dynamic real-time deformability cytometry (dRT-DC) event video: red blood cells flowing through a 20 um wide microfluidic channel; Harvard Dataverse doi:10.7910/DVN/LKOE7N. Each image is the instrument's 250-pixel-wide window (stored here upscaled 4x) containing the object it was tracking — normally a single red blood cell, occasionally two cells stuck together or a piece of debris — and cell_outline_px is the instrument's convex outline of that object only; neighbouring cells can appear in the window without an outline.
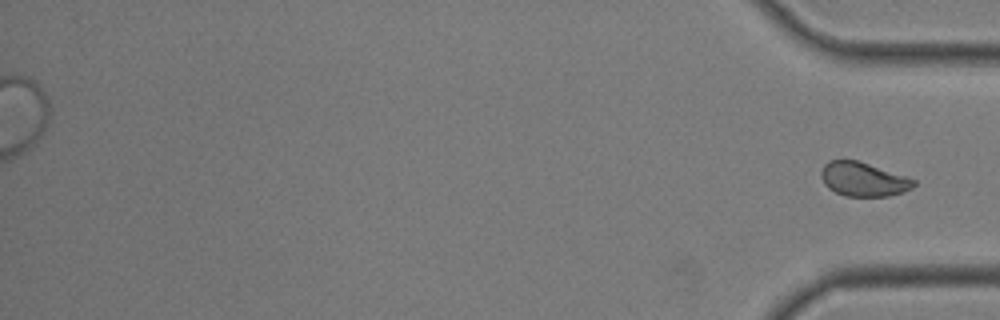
{"species": "common noctule bat (a hibernating species)", "species_latin": "Nyctalus noctula", "temperature_condition": "room temperature", "stored_images_in_passage": 44, "segment_of_instrument_passage": [2, 2], "camera_frame_rate_fps": 3000, "um_per_image_px": 0.085, "animal": {"sex": "male", "body_mass_g": 19.0, "forearm_length_mm": 50.8}, "frame": {"image": 1, "passage_image": 44, "time_ms": 14.333, "image_size_px": [1000, 320], "cell_outline_px": [[916, 184], [912, 188], [904, 192], [888, 196], [844, 196], [828, 188], [824, 184], [820, 176], [820, 172], [824, 164], [828, 160], [856, 160], [908, 176], [916, 180]], "centroid_in_image_um": [73.39, 15.24], "position_along_channel_um": 361.8, "area_um2": 18.55}}